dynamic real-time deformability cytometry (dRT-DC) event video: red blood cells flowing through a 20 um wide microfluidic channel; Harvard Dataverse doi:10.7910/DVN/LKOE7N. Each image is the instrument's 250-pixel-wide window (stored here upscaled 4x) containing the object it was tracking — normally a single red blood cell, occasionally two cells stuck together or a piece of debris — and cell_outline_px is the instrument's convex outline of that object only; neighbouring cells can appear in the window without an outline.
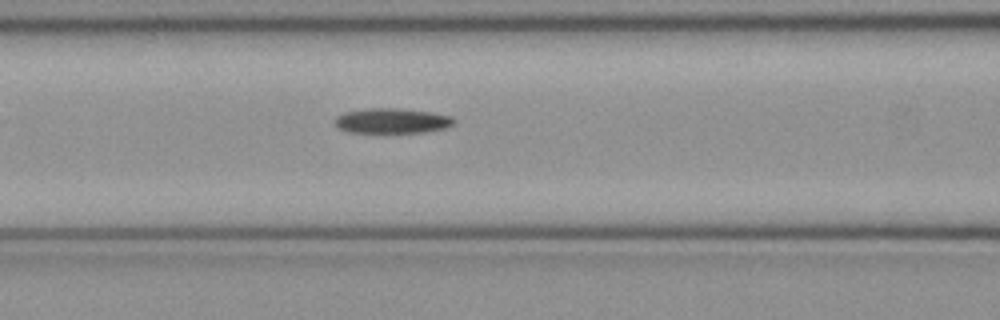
{"species": "common noctule bat (a hibernating species)", "species_latin": "Nyctalus noctula", "temperature_condition": "cold", "stored_images_in_passage": 35, "camera_frame_rate_fps": 3000, "um_per_image_px": 0.085, "animal": {"sex": "female", "body_mass_g": 21.9}, "frame": {"image": 1, "passage_image": 5, "time_ms": 1.333, "image_size_px": [1000, 320], "cell_outline_px": [[452, 124], [444, 128], [424, 132], [348, 132], [336, 128], [336, 116], [344, 112], [364, 108], [396, 108], [428, 112], [452, 116]], "centroid_in_image_um": [33.24, 10.26], "position_along_channel_um": 133.4, "area_um2": 17.17}}
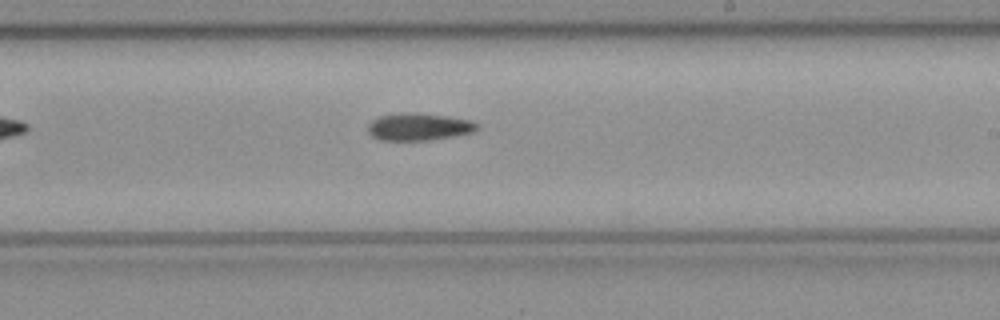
{"frame": {"image": 2, "passage_image": 14, "time_ms": 4.333, "image_size_px": [1000, 320], "cell_outline_px": [[480, 128], [476, 132], [456, 136], [428, 140], [376, 140], [368, 132], [368, 124], [372, 120], [380, 116], [408, 112], [416, 112], [448, 116], [472, 120]], "centroid_in_image_um": [35.63, 10.78], "position_along_channel_um": 253.4, "area_um2": 17.63}}
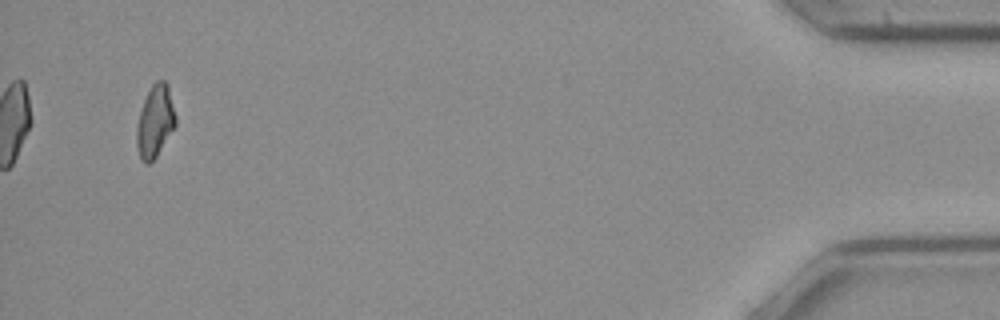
{"frame": {"image": 3, "passage_image": 33, "time_ms": 10.667, "image_size_px": [1000, 320], "cell_outline_px": [[176, 124], [156, 156], [148, 164], [144, 164], [140, 160], [136, 144], [136, 128], [140, 112], [144, 100], [152, 84], [156, 80], [164, 80], [168, 84], [176, 116]], "centroid_in_image_um": [13.17, 10.31], "position_along_channel_um": 422.0, "area_um2": 16.3}}